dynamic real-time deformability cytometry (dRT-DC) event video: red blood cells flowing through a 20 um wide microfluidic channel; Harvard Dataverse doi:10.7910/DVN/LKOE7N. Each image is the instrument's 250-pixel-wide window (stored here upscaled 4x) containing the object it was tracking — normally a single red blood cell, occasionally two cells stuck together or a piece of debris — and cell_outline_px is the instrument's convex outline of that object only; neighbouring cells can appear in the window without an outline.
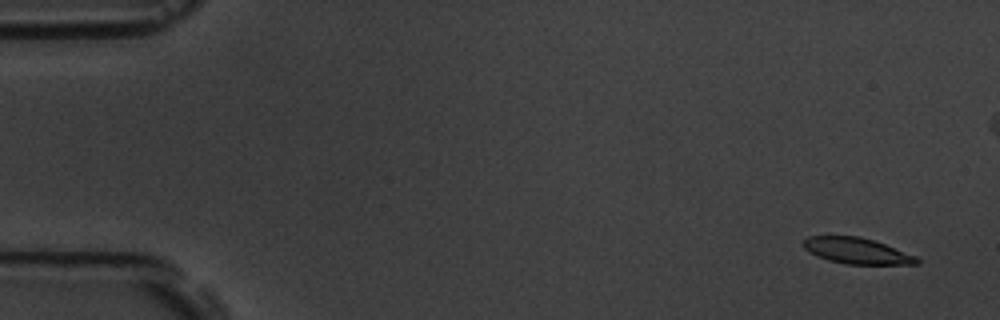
{"species": "common noctule bat (a hibernating species)", "species_latin": "Nyctalus noctula", "temperature_condition": "room temperature", "stored_images_in_passage": 14, "camera_frame_rate_fps": 3000, "um_per_image_px": 0.085, "animal": {"sex": "male", "body_mass_g": 19.5, "forearm_length_mm": 54.6}, "frame": {"image": 1, "passage_image": 1, "time_ms": 0.0, "image_size_px": [1000, 320], "cell_outline_px": [[920, 264], [844, 264], [828, 260], [816, 256], [808, 252], [804, 248], [804, 240], [808, 236], [860, 236], [884, 244], [916, 256], [920, 260]], "centroid_in_image_um": [72.81, 21.33], "position_along_channel_um": 12.2, "area_um2": 17.11}}
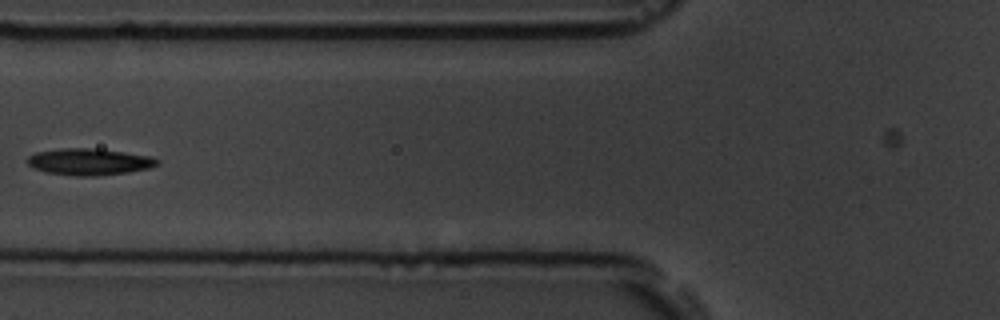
{"frame": {"image": 2, "passage_image": 6, "time_ms": 6.667, "image_size_px": [1000, 320], "cell_outline_px": [[160, 164], [148, 168], [128, 172], [96, 176], [76, 176], [44, 172], [32, 168], [28, 164], [28, 156], [36, 152], [64, 148], [88, 148], [124, 152], [152, 156], [160, 160]], "centroid_in_image_um": [7.59, 13.76], "position_along_channel_um": 118.2, "area_um2": 20.17}}
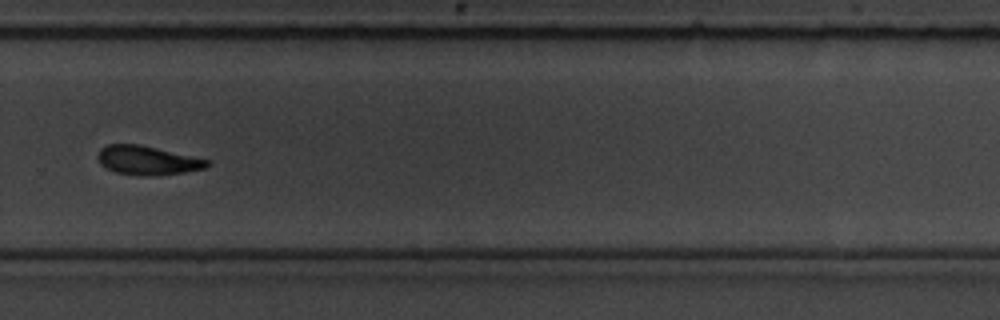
{"frame": {"image": 3, "passage_image": 11, "time_ms": 12.333, "image_size_px": [1000, 320], "cell_outline_px": [[212, 164], [204, 168], [184, 172], [156, 176], [140, 176], [116, 172], [100, 164], [100, 148], [108, 144], [140, 144], [208, 160]], "centroid_in_image_um": [12.55, 13.64], "position_along_channel_um": 317.3, "area_um2": 18.21}, "authors_computed_cell_mechanics": {"area_um2": 19.3052, "velocity_mm_per_s": 3.5149, "shape_relaxation_time_tau1_ms": 3.3943, "shape_relaxation_time_tau2_ms": 9.7444, "deformation_change_tau1": 0.094, "deformation_change_tau2": 0.1494}}